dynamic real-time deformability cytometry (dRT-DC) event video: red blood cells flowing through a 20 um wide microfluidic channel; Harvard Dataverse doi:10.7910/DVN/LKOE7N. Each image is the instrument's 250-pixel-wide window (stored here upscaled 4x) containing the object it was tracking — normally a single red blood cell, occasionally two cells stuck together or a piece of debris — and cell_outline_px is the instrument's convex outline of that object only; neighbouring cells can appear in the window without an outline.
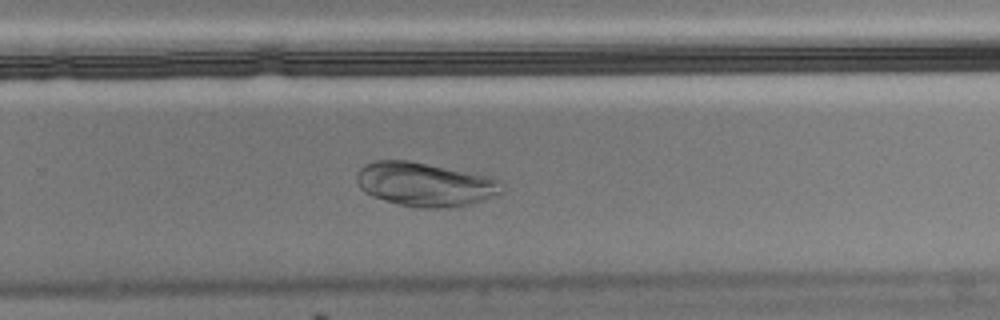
{"species": "Egyptian fruit bat (a non-hibernating species)", "species_latin": "Rousettus aegyptiacus", "temperature_condition": "cold", "stored_images_in_passage": 51, "camera_frame_rate_fps": 3000, "um_per_image_px": 0.085, "animal": {"sex": "male"}, "frame": {"image": 1, "passage_image": 30, "time_ms": 9.667, "image_size_px": [1000, 320], "cell_outline_px": [[504, 192], [472, 204], [444, 208], [416, 208], [384, 200], [372, 196], [364, 192], [360, 188], [356, 180], [356, 176], [360, 168], [364, 164], [376, 160], [408, 160], [496, 176], [500, 180]], "centroid_in_image_um": [36.17, 15.66], "position_along_channel_um": 293.6, "area_um2": 37.74}}